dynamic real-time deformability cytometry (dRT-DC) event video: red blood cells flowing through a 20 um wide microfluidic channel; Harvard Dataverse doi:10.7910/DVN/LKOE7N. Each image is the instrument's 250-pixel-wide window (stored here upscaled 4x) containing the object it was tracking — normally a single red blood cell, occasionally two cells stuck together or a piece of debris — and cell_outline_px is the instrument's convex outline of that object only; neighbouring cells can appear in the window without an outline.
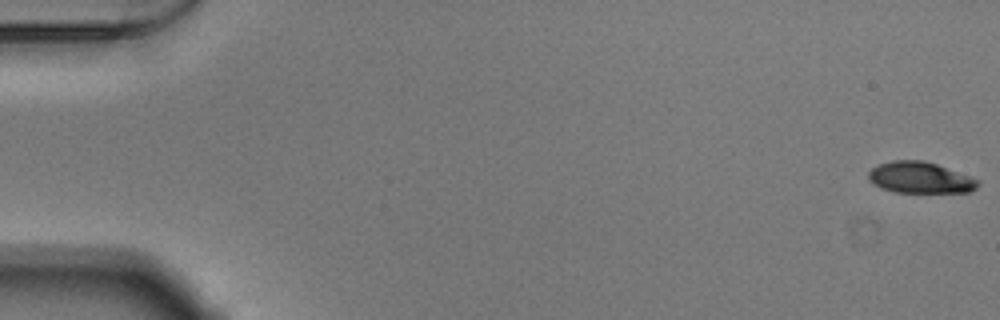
{"species": "Egyptian fruit bat (a non-hibernating species)", "species_latin": "Rousettus aegyptiacus", "temperature_condition": "warm", "stored_images_in_passage": 54, "camera_frame_rate_fps": 3000, "um_per_image_px": 0.085, "animal": {"sex": "male"}, "frame": {"image": 1, "passage_image": 1, "time_ms": 0.0, "image_size_px": [1000, 320], "cell_outline_px": [[980, 184], [972, 192], [896, 192], [880, 188], [868, 180], [868, 172], [872, 168], [880, 164], [892, 160], [924, 160], [936, 164], [980, 180]], "centroid_in_image_um": [78.21, 15.1], "position_along_channel_um": 6.8, "area_um2": 19.94}}
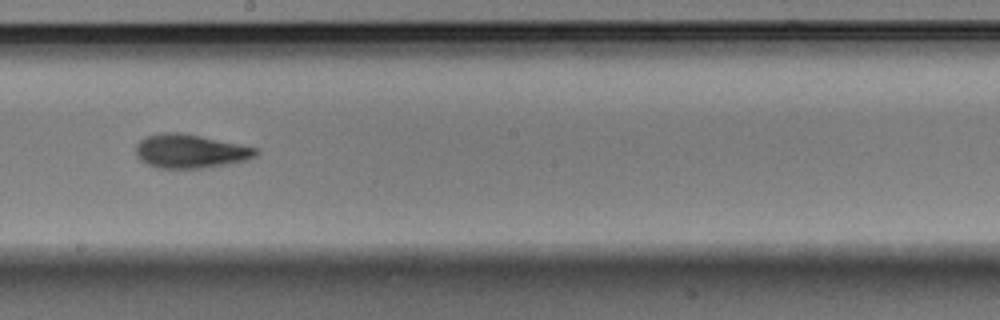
{"frame": {"image": 2, "passage_image": 31, "time_ms": 10.0, "image_size_px": [1000, 320], "cell_outline_px": [[260, 152], [256, 156], [248, 160], [208, 168], [156, 168], [140, 160], [136, 156], [136, 144], [140, 140], [148, 136], [164, 132], [180, 132], [240, 144], [256, 148]], "centroid_in_image_um": [16.19, 12.86], "position_along_channel_um": 232.0, "area_um2": 23.76}}
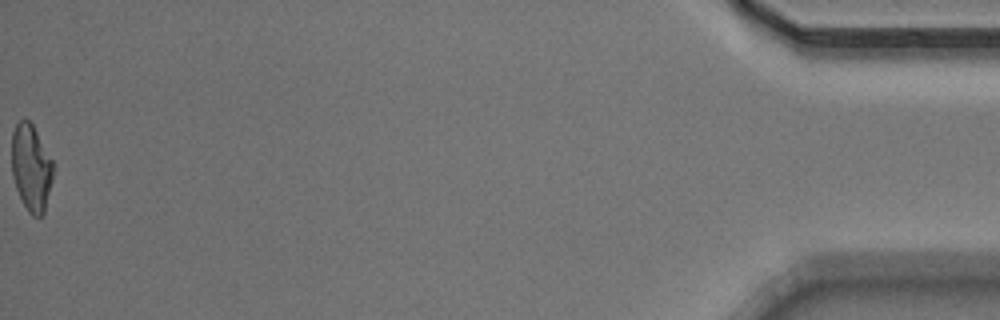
{"frame": {"image": 3, "passage_image": 54, "time_ms": 17.667, "image_size_px": [1000, 320], "cell_outline_px": [[52, 180], [44, 212], [40, 216], [32, 216], [28, 212], [16, 188], [12, 176], [12, 132], [16, 124], [24, 116], [32, 124], [52, 160]], "centroid_in_image_um": [2.63, 14.24], "position_along_channel_um": 432.6, "area_um2": 20.69}, "authors_computed_cell_mechanics": {"area_um2": 22.3108, "velocity_mm_per_s": 3.8628, "shape_relaxation_time_tau1_ms": 5.5915, "shape_relaxation_time_tau2_ms": 3.0589, "deformation_change_tau1": 0.1847, "deformation_change_tau2": 0.1121}}